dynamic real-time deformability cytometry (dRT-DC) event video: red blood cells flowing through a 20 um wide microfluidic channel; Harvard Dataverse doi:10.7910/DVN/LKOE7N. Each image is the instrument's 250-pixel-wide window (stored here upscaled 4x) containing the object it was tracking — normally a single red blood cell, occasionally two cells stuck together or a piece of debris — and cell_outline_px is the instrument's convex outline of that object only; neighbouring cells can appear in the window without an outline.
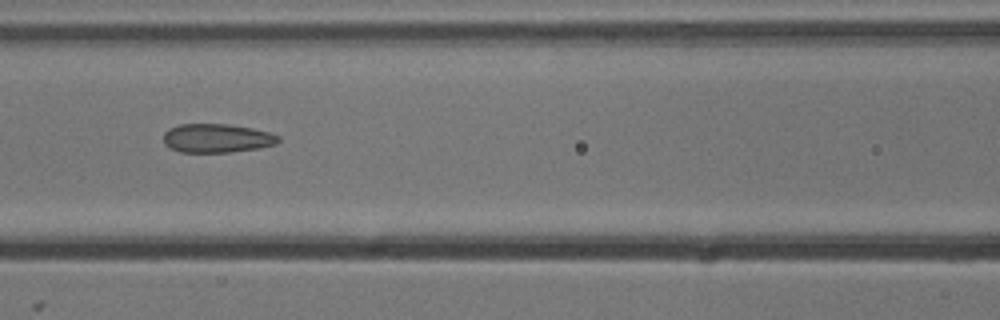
{"species": "common noctule bat (a hibernating species)", "species_latin": "Nyctalus noctula", "temperature_condition": "cold", "stored_images_in_passage": 5, "camera_frame_rate_fps": 3000, "um_per_image_px": 0.085, "animal": {"sex": "male", "body_mass_g": 13.3}, "frame": {"image": 1, "passage_image": 3, "time_ms": 0.667, "image_size_px": [1000, 320], "cell_outline_px": [[280, 140], [276, 144], [260, 148], [232, 152], [180, 152], [164, 144], [164, 132], [168, 128], [180, 124], [228, 124], [252, 128], [268, 132], [280, 136]], "centroid_in_image_um": [18.44, 11.74], "position_along_channel_um": 148.2, "area_um2": 19.36}}
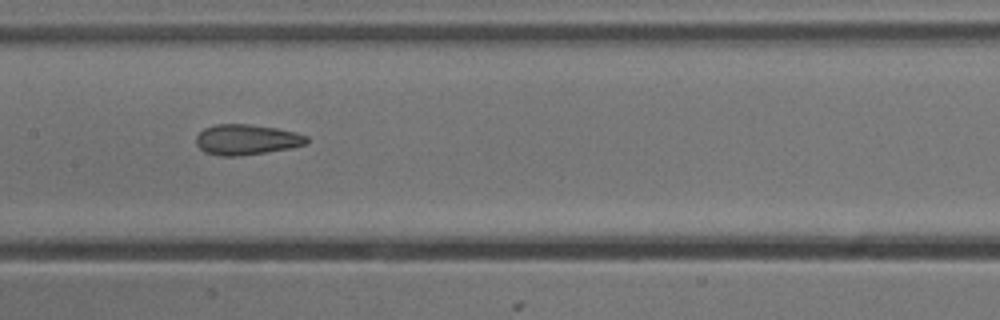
{"frame": {"image": 2, "passage_image": 4, "time_ms": 1.0, "image_size_px": [1000, 320], "cell_outline_px": [[308, 144], [292, 148], [240, 156], [220, 156], [204, 152], [196, 144], [196, 136], [204, 128], [216, 124], [248, 124], [276, 128], [296, 132], [308, 136]], "centroid_in_image_um": [20.97, 11.87], "position_along_channel_um": 186.4, "area_um2": 19.77}}
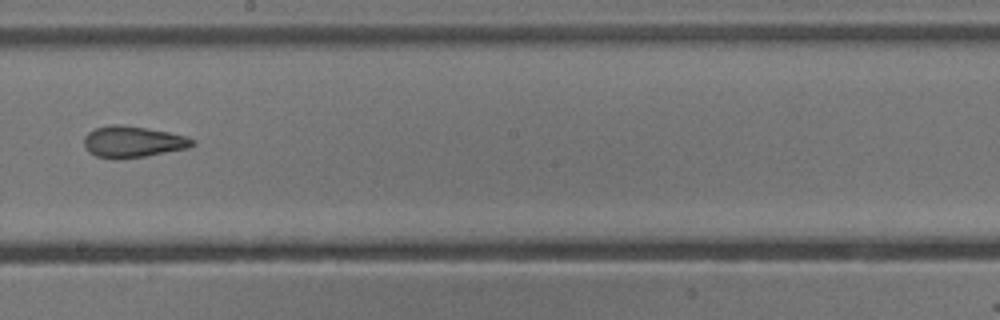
{"frame": {"image": 3, "passage_image": 5, "time_ms": 1.333, "image_size_px": [1000, 320], "cell_outline_px": [[196, 144], [188, 148], [144, 156], [116, 160], [96, 156], [88, 152], [84, 144], [84, 136], [88, 132], [96, 128], [112, 124], [124, 124], [168, 132], [184, 136], [196, 140]], "centroid_in_image_um": [11.27, 12.05], "position_along_channel_um": 236.9, "area_um2": 19.88}}